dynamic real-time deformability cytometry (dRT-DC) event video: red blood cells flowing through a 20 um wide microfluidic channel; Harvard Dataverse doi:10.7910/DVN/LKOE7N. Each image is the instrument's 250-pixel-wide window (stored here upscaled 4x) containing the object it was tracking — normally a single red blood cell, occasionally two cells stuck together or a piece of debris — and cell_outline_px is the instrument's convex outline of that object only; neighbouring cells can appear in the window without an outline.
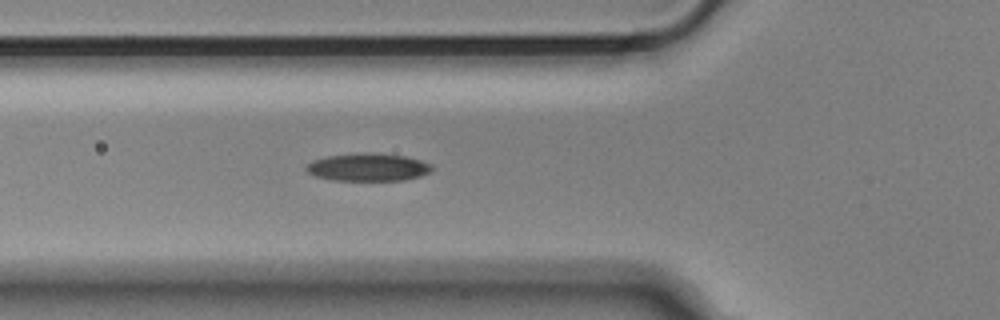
{"species": "Egyptian fruit bat (a non-hibernating species)", "species_latin": "Rousettus aegyptiacus", "temperature_condition": "cold", "stored_images_in_passage": 41, "camera_frame_rate_fps": 3000, "um_per_image_px": 0.085, "animal": {"sex": "male"}, "frame": {"image": 1, "passage_image": 8, "time_ms": 2.333, "image_size_px": [1000, 320], "cell_outline_px": [[432, 172], [420, 176], [404, 180], [332, 180], [316, 176], [308, 172], [304, 168], [312, 160], [328, 156], [364, 152], [404, 156], [420, 160], [432, 164]], "centroid_in_image_um": [31.29, 14.21], "position_along_channel_um": 94.5, "area_um2": 20.23}}
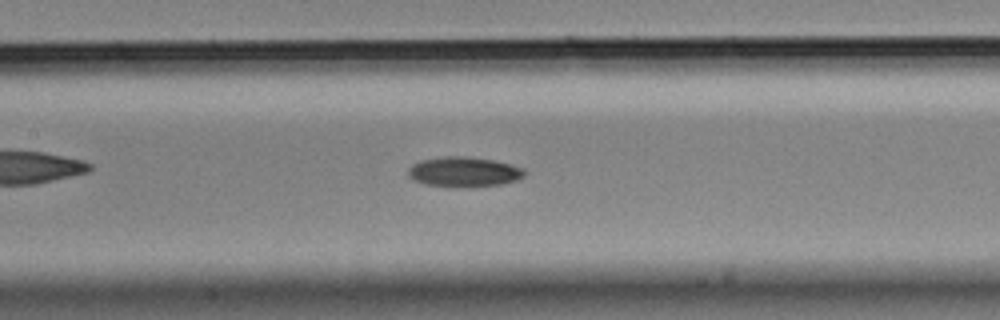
{"frame": {"image": 2, "passage_image": 14, "time_ms": 4.333, "image_size_px": [1000, 320], "cell_outline_px": [[528, 172], [524, 176], [516, 180], [500, 184], [472, 188], [452, 188], [424, 184], [412, 180], [408, 176], [408, 168], [412, 164], [420, 160], [444, 156], [468, 156], [492, 160], [524, 168]], "centroid_in_image_um": [39.4, 14.63], "position_along_channel_um": 168.0, "area_um2": 20.87}}
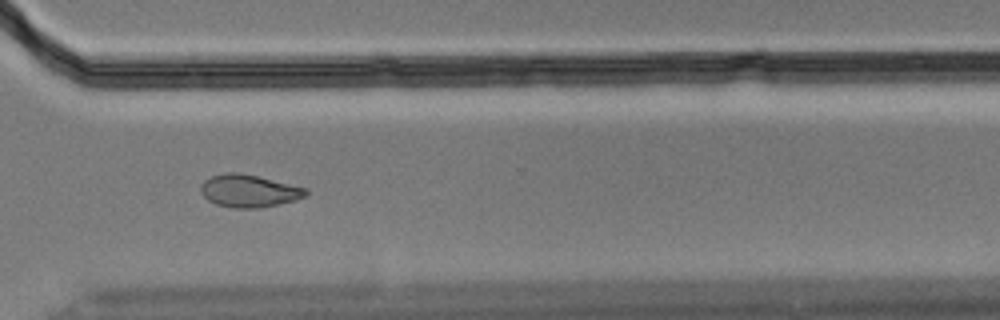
{"frame": {"image": 3, "passage_image": 29, "time_ms": 9.333, "image_size_px": [1000, 320], "cell_outline_px": [[308, 192], [304, 196], [296, 200], [256, 208], [236, 208], [216, 204], [208, 200], [200, 192], [200, 184], [204, 180], [212, 176], [228, 172], [236, 172], [256, 176], [308, 188]], "centroid_in_image_um": [21.13, 16.22], "position_along_channel_um": 349.5, "area_um2": 19.71}}